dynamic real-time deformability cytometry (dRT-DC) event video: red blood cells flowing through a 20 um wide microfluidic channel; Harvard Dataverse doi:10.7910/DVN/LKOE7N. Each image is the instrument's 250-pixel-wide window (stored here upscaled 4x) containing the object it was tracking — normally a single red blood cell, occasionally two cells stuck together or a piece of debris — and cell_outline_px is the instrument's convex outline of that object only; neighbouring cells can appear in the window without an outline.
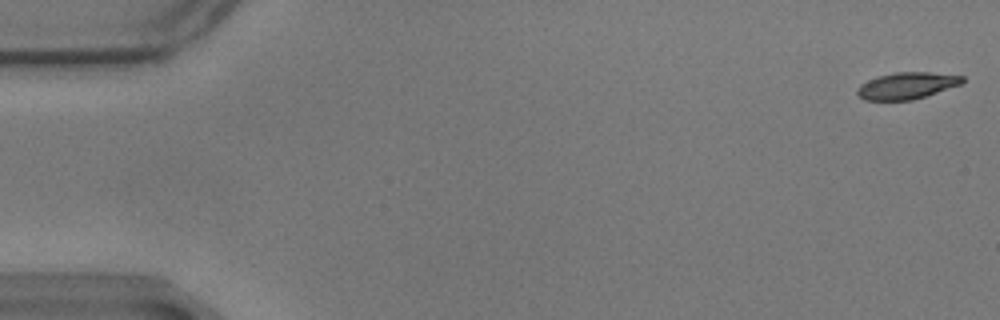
{"species": "common noctule bat (a hibernating species)", "species_latin": "Nyctalus noctula", "temperature_condition": "warm", "stored_images_in_passage": 10, "camera_frame_rate_fps": 3000, "um_per_image_px": 0.085, "animal": {"sex": "male", "body_mass_g": 17.9}, "frame": {"image": 1, "passage_image": 1, "time_ms": 0.0, "image_size_px": [1000, 320], "cell_outline_px": [[964, 80], [960, 84], [912, 100], [864, 100], [856, 92], [856, 88], [860, 84], [876, 76], [896, 72], [932, 72], [964, 76]], "centroid_in_image_um": [77.03, 7.27], "position_along_channel_um": 8.0, "area_um2": 16.24}}